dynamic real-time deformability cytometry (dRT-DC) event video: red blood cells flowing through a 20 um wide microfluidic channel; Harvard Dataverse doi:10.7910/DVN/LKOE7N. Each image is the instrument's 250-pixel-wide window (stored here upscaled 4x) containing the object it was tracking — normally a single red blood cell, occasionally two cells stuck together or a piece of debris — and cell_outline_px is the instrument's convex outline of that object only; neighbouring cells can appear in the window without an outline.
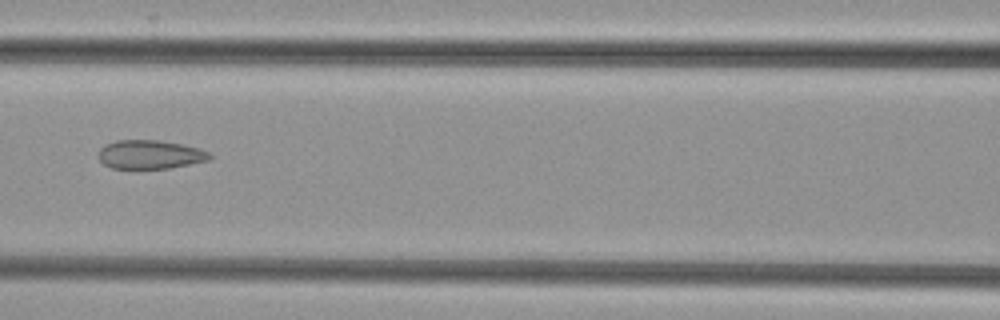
{"species": "common noctule bat (a hibernating species)", "species_latin": "Nyctalus noctula", "temperature_condition": "cold", "stored_images_in_passage": 4, "camera_frame_rate_fps": 3000, "um_per_image_px": 0.085, "animal": {"sex": "female", "body_mass_g": 29.2, "forearm_length_mm": 56.3}, "frame": {"image": 1, "passage_image": 3, "time_ms": 0.667, "image_size_px": [1000, 320], "cell_outline_px": [[212, 156], [208, 160], [168, 168], [112, 168], [104, 164], [100, 160], [100, 148], [104, 144], [116, 140], [160, 140], [184, 144], [200, 148], [208, 152]], "centroid_in_image_um": [12.76, 13.11], "position_along_channel_um": 153.8, "area_um2": 18.55}}
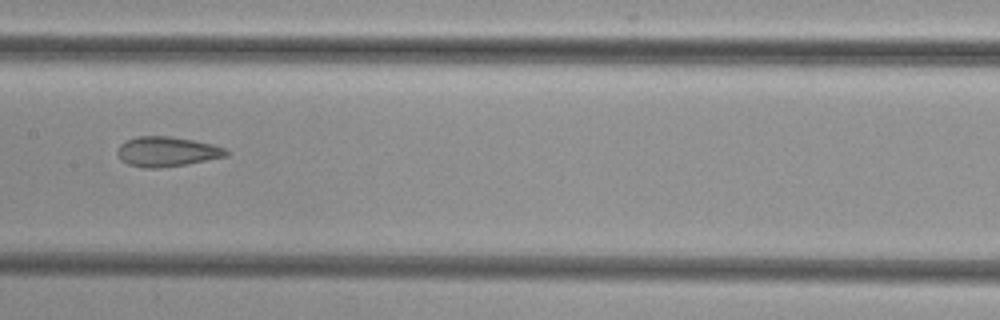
{"frame": {"image": 2, "passage_image": 4, "time_ms": 1.0, "image_size_px": [1000, 320], "cell_outline_px": [[228, 156], [188, 164], [160, 168], [144, 168], [128, 164], [120, 160], [116, 152], [120, 144], [136, 136], [168, 136], [192, 140], [212, 144], [224, 148], [228, 152]], "centroid_in_image_um": [14.16, 12.9], "position_along_channel_um": 193.2, "area_um2": 18.96}}